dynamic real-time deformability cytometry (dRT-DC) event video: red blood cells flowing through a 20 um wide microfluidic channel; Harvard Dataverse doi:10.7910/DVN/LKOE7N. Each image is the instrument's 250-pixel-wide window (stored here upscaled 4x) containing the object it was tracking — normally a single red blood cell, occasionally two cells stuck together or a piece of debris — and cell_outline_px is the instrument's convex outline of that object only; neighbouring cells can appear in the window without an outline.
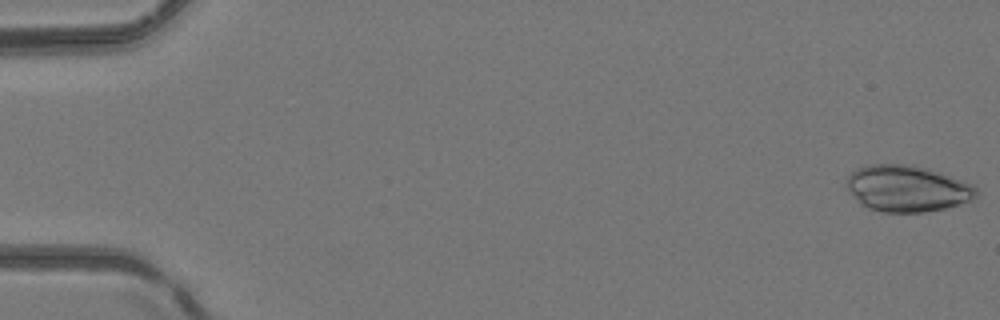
{"species": "common noctule bat (a hibernating species)", "species_latin": "Nyctalus noctula", "temperature_condition": "room temperature", "stored_images_in_passage": 51, "camera_frame_rate_fps": 3000, "um_per_image_px": 0.085, "animal": {"sex": "female", "body_mass_g": 24.6, "forearm_length_mm": 56.2}, "frame": {"image": 1, "passage_image": 1, "time_ms": 0.0, "image_size_px": [1000, 320], "cell_outline_px": [[976, 196], [968, 200], [944, 208], [924, 212], [884, 212], [868, 208], [860, 204], [848, 188], [848, 176], [856, 168], [872, 164], [912, 164], [928, 168], [940, 172], [972, 184], [976, 188]], "centroid_in_image_um": [77.09, 16.01], "position_along_channel_um": 7.9, "area_um2": 34.62}}
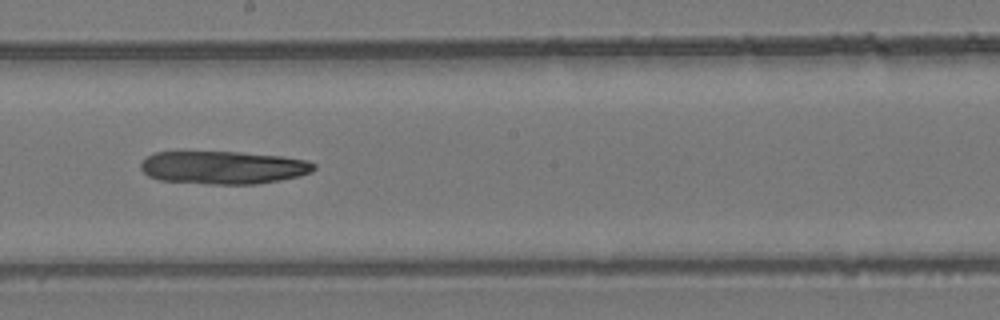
{"frame": {"image": 2, "passage_image": 29, "time_ms": 9.333, "image_size_px": [1000, 320], "cell_outline_px": [[316, 168], [312, 172], [300, 176], [280, 180], [256, 184], [208, 184], [160, 180], [148, 176], [140, 168], [140, 164], [148, 156], [156, 152], [240, 152], [280, 156], [308, 160], [316, 164]], "centroid_in_image_um": [19.01, 14.24], "position_along_channel_um": 229.2, "area_um2": 33.35}}
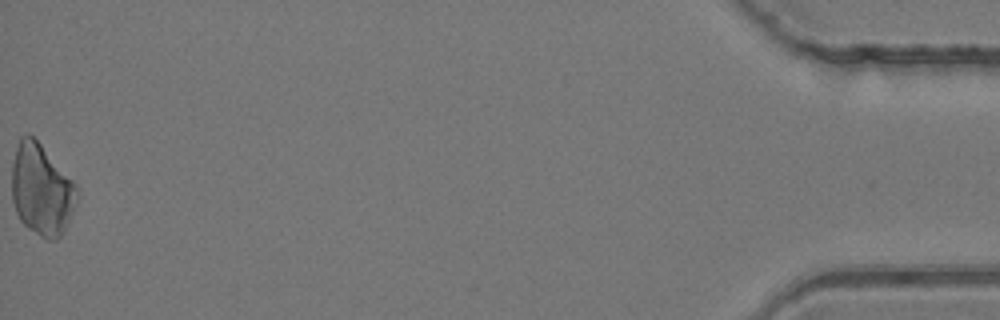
{"frame": {"image": 3, "passage_image": 51, "time_ms": 16.667, "image_size_px": [1000, 320], "cell_outline_px": [[76, 196], [68, 220], [60, 236], [56, 240], [48, 240], [40, 236], [28, 228], [20, 220], [16, 212], [12, 200], [12, 164], [16, 148], [20, 136], [24, 132], [28, 132], [40, 144], [76, 184]], "centroid_in_image_um": [3.47, 16.1], "position_along_channel_um": 431.7, "area_um2": 34.04}}